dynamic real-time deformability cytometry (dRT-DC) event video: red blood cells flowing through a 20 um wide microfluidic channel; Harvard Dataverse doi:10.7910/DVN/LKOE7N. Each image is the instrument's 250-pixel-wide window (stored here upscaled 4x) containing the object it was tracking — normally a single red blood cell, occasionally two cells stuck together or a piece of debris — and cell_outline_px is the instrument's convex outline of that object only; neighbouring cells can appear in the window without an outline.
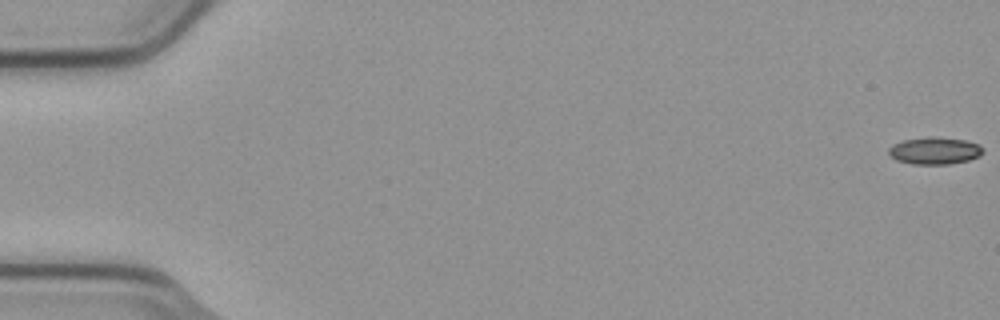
{"species": "common noctule bat (a hibernating species)", "species_latin": "Nyctalus noctula", "temperature_condition": "cold", "stored_images_in_passage": 6, "camera_frame_rate_fps": 3000, "um_per_image_px": 0.085, "animal": {"sex": "male", "body_mass_g": 23.1, "forearm_length_mm": 52.7}, "frame": {"image": 1, "passage_image": 1, "time_ms": 0.0, "image_size_px": [1000, 320], "cell_outline_px": [[984, 152], [980, 156], [968, 160], [948, 164], [912, 164], [896, 160], [888, 156], [888, 148], [892, 144], [904, 140], [924, 136], [936, 136], [964, 140], [980, 144], [984, 148]], "centroid_in_image_um": [79.43, 12.8], "position_along_channel_um": 5.6, "area_um2": 15.26}}
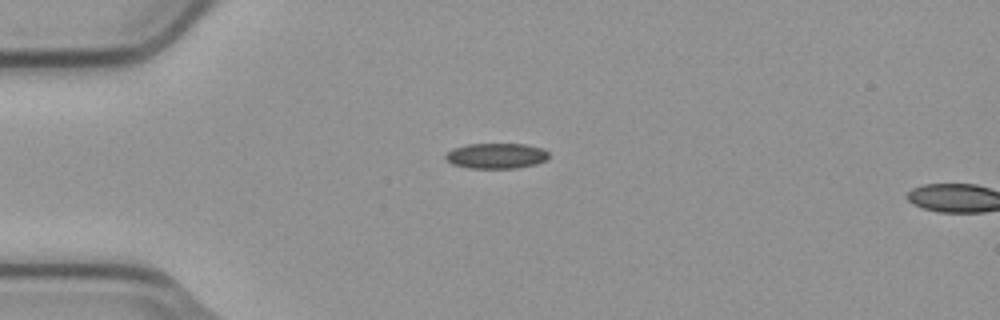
{"frame": {"image": 2, "passage_image": 5, "time_ms": 1.333, "image_size_px": [1000, 320], "cell_outline_px": [[548, 160], [536, 164], [516, 168], [468, 168], [452, 164], [444, 156], [452, 148], [468, 144], [524, 144], [544, 148], [548, 152]], "centroid_in_image_um": [42.21, 13.24], "position_along_channel_um": 42.8, "area_um2": 15.37}}